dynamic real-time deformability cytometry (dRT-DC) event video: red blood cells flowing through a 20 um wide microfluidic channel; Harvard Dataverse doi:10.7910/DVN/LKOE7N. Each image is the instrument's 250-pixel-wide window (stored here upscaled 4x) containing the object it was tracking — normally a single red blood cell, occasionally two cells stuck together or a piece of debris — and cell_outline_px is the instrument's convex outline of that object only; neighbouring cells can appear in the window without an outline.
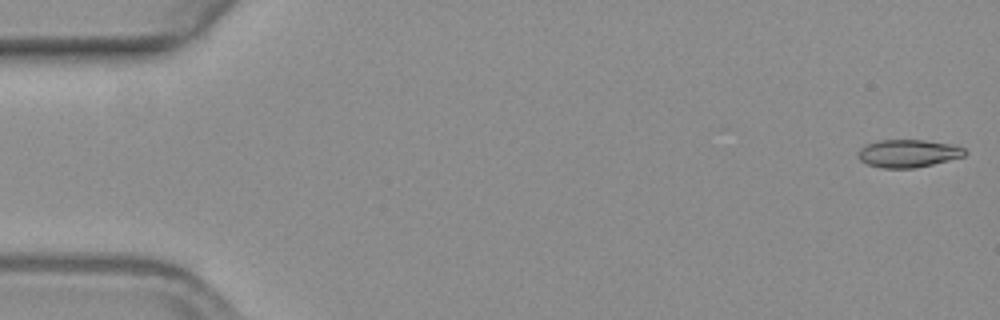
{"species": "common noctule bat (a hibernating species)", "species_latin": "Nyctalus noctula", "temperature_condition": "warm", "stored_images_in_passage": 36, "camera_frame_rate_fps": 3000, "um_per_image_px": 0.085, "animal": {"sex": "female", "body_mass_g": 19.3, "forearm_length_mm": 54.1}, "frame": {"image": 1, "passage_image": 1, "time_ms": 0.0, "image_size_px": [1000, 320], "cell_outline_px": [[968, 152], [964, 156], [932, 164], [912, 168], [880, 168], [868, 164], [860, 160], [860, 148], [868, 144], [880, 140], [924, 140], [952, 144], [964, 148]], "centroid_in_image_um": [77.23, 13.04], "position_along_channel_um": 7.8, "area_um2": 17.05}}
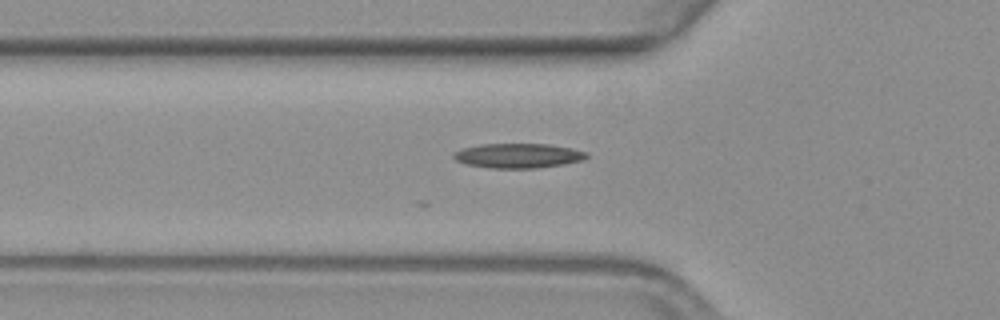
{"frame": {"image": 2, "passage_image": 19, "time_ms": 6.0, "image_size_px": [1000, 320], "cell_outline_px": [[588, 156], [584, 160], [564, 164], [536, 168], [488, 168], [464, 164], [456, 160], [452, 156], [452, 152], [460, 148], [480, 144], [548, 144], [572, 148], [588, 152]], "centroid_in_image_um": [44.01, 13.23], "position_along_channel_um": 81.8, "area_um2": 19.36}}
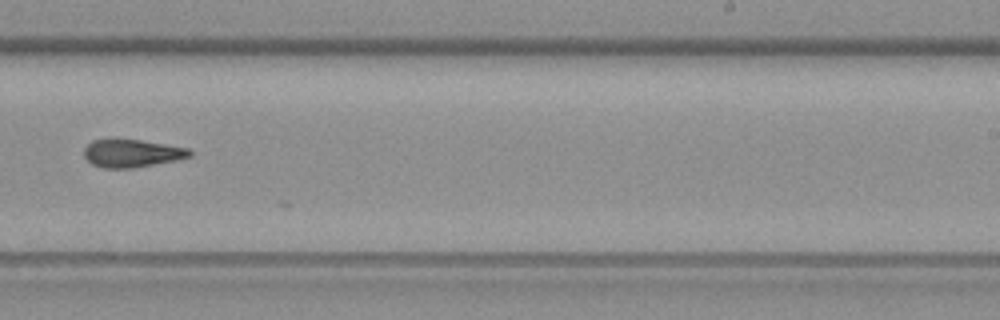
{"frame": {"image": 3, "passage_image": 35, "time_ms": 11.333, "image_size_px": [1000, 320], "cell_outline_px": [[192, 156], [180, 160], [132, 168], [104, 168], [92, 164], [84, 156], [84, 148], [92, 140], [112, 136], [140, 140], [188, 148], [192, 152]], "centroid_in_image_um": [11.18, 12.99], "position_along_channel_um": 277.8, "area_um2": 17.74}}